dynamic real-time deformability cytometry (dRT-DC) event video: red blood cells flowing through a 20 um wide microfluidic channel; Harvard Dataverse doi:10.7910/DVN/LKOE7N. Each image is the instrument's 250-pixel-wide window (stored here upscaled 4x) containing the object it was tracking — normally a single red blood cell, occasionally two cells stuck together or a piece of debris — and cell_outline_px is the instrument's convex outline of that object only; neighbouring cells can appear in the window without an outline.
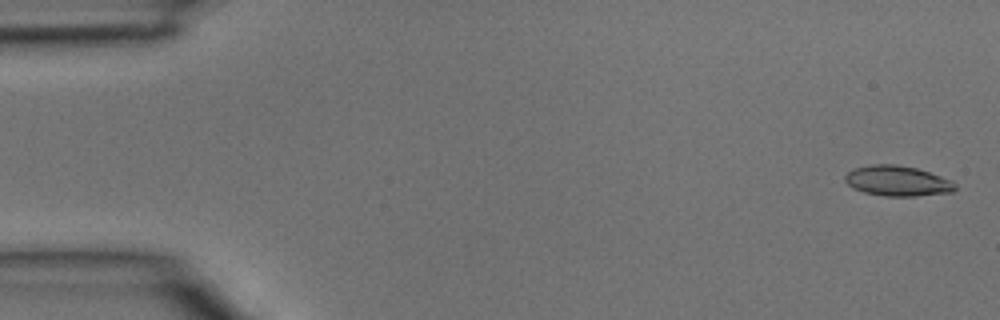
{"species": "common noctule bat (a hibernating species)", "species_latin": "Nyctalus noctula", "temperature_condition": "room temperature", "stored_images_in_passage": 40, "camera_frame_rate_fps": 3000, "um_per_image_px": 0.085, "animal": {"sex": "male", "body_mass_g": 15.6}, "frame": {"image": 1, "passage_image": 1, "time_ms": 0.0, "image_size_px": [1000, 320], "cell_outline_px": [[956, 188], [952, 192], [916, 196], [884, 196], [864, 192], [852, 188], [844, 180], [844, 176], [848, 172], [856, 168], [872, 164], [896, 164], [916, 168], [952, 180], [956, 184]], "centroid_in_image_um": [76.28, 15.38], "position_along_channel_um": 8.7, "area_um2": 19.42}}
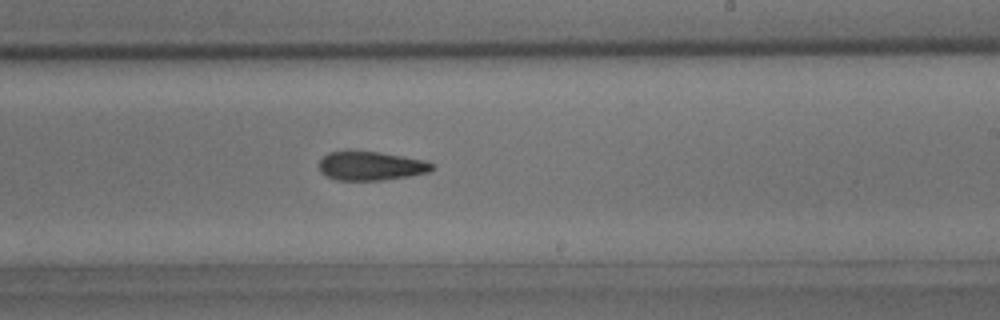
{"frame": {"image": 2, "passage_image": 24, "time_ms": 7.667, "image_size_px": [1000, 320], "cell_outline_px": [[432, 168], [428, 172], [408, 176], [380, 180], [336, 180], [320, 172], [320, 160], [328, 152], [376, 152], [424, 160], [432, 164]], "centroid_in_image_um": [31.49, 14.12], "position_along_channel_um": 257.5, "area_um2": 18.44}}
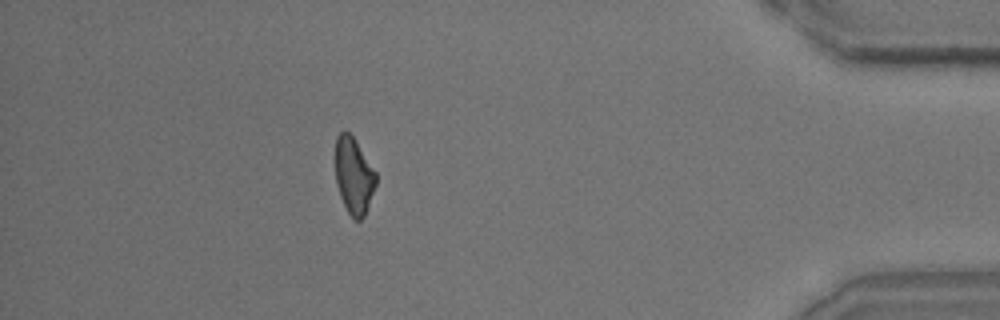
{"frame": {"image": 3, "passage_image": 36, "time_ms": 11.667, "image_size_px": [1000, 320], "cell_outline_px": [[376, 184], [364, 216], [360, 220], [352, 220], [340, 196], [336, 184], [336, 136], [344, 128], [352, 136], [376, 172]], "centroid_in_image_um": [30.06, 14.94], "position_along_channel_um": 405.1, "area_um2": 17.92}}